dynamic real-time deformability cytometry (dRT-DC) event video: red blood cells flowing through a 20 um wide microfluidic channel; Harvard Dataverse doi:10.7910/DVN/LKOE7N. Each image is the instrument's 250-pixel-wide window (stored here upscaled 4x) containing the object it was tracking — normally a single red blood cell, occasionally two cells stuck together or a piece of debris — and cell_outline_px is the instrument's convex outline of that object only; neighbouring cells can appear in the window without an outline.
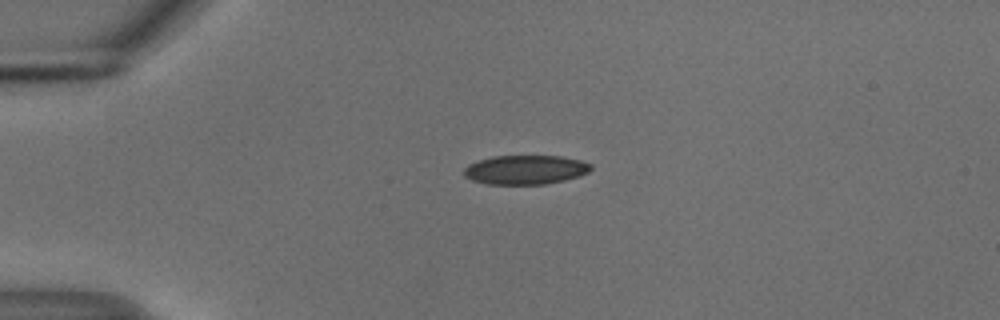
{"species": "common noctule bat (a hibernating species)", "species_latin": "Nyctalus noctula", "temperature_condition": "cold", "stored_images_in_passage": 42, "camera_frame_rate_fps": 3000, "um_per_image_px": 0.085, "animal": {"sex": "male", "body_mass_g": 18.8}, "frame": {"image": 1, "passage_image": 1, "time_ms": 0.0, "image_size_px": [1000, 320], "cell_outline_px": [[592, 168], [588, 172], [580, 176], [564, 180], [544, 184], [488, 184], [472, 180], [464, 176], [464, 168], [468, 164], [492, 156], [560, 156], [580, 160], [592, 164]], "centroid_in_image_um": [44.67, 14.43], "position_along_channel_um": 40.3, "area_um2": 21.56}}
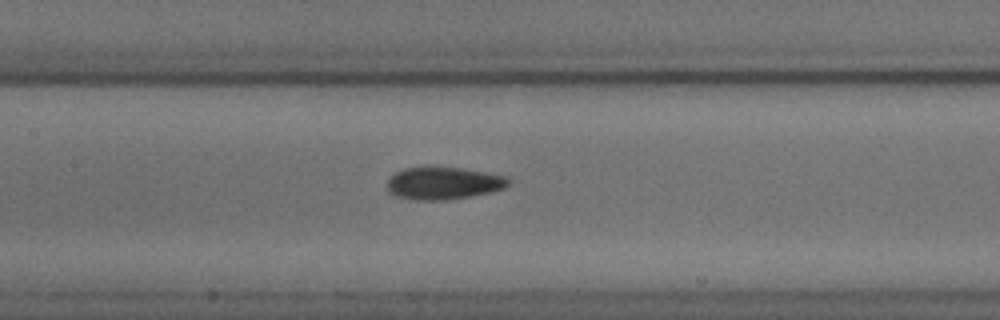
{"frame": {"image": 2, "passage_image": 14, "time_ms": 4.333, "image_size_px": [1000, 320], "cell_outline_px": [[512, 180], [504, 188], [492, 192], [472, 196], [444, 200], [416, 200], [396, 196], [388, 192], [388, 180], [396, 172], [404, 168], [424, 164], [428, 164], [460, 168], [508, 176]], "centroid_in_image_um": [37.69, 15.54], "position_along_channel_um": 169.7, "area_um2": 23.58}}
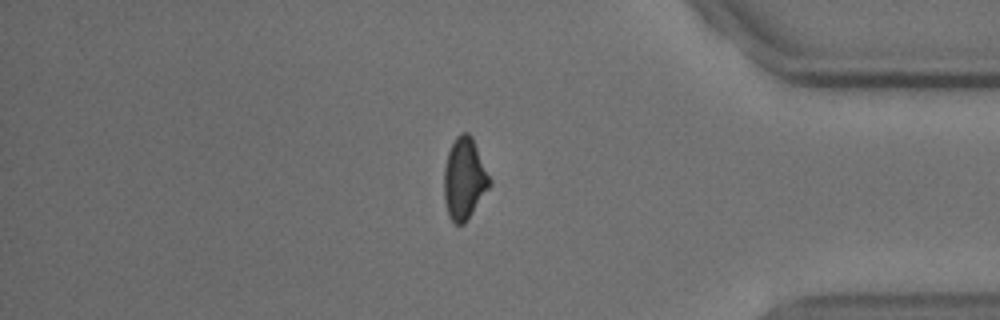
{"frame": {"image": 3, "passage_image": 34, "time_ms": 11.0, "image_size_px": [1000, 320], "cell_outline_px": [[492, 184], [468, 220], [464, 224], [456, 224], [448, 216], [444, 200], [444, 168], [448, 152], [456, 136], [460, 132], [468, 132], [472, 136], [492, 180]], "centroid_in_image_um": [39.48, 15.19], "position_along_channel_um": 395.7, "area_um2": 21.96}, "authors_computed_cell_mechanics": {"area_um2": 22.0218, "velocity_mm_per_s": 3.7378, "shape_relaxation_time_tau1_ms": 4.8185, "shape_relaxation_time_tau2_ms": 4.9711, "deformation_change_tau1": 0.1264, "deformation_change_tau2": 0.1002}}